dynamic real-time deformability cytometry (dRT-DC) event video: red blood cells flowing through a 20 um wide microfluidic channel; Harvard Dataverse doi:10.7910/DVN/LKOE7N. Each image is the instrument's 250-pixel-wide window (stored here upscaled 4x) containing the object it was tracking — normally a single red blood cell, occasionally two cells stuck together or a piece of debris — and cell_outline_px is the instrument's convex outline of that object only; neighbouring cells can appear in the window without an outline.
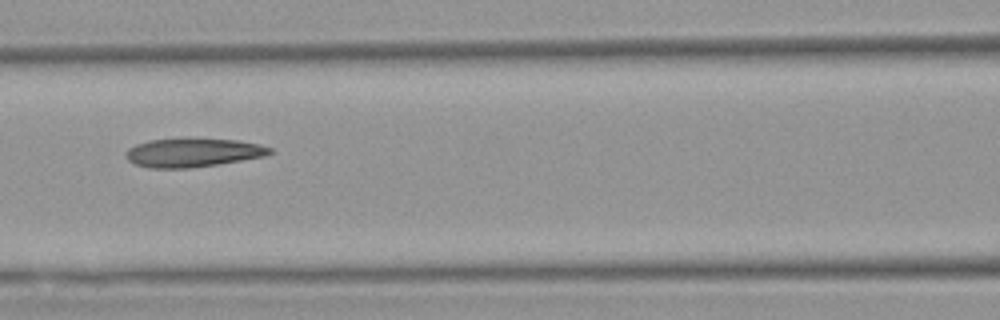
{"species": "Egyptian fruit bat (a non-hibernating species)", "species_latin": "Rousettus aegyptiacus", "temperature_condition": "warm", "stored_images_in_passage": 8, "camera_frame_rate_fps": 3000, "um_per_image_px": 0.085, "animal": {"sex": "female"}, "frame": {"image": 1, "passage_image": 6, "time_ms": 7.0, "image_size_px": [1000, 320], "cell_outline_px": [[272, 152], [264, 156], [216, 164], [188, 168], [148, 168], [132, 164], [124, 156], [124, 152], [128, 148], [136, 144], [148, 140], [236, 140], [256, 144], [272, 148]], "centroid_in_image_um": [16.29, 13.0], "position_along_channel_um": 150.3, "area_um2": 23.47}}
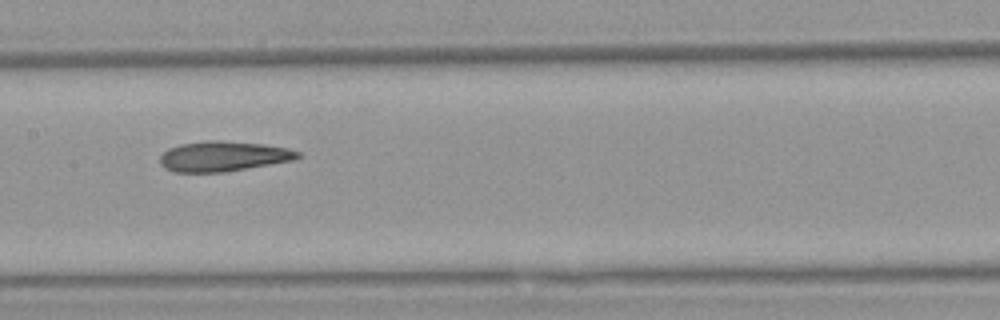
{"frame": {"image": 2, "passage_image": 7, "time_ms": 8.0, "image_size_px": [1000, 320], "cell_outline_px": [[300, 156], [292, 160], [224, 172], [172, 172], [164, 168], [160, 164], [160, 156], [168, 148], [180, 144], [204, 140], [220, 140], [260, 144], [288, 148], [300, 152]], "centroid_in_image_um": [18.91, 13.28], "position_along_channel_um": 188.5, "area_um2": 24.1}}
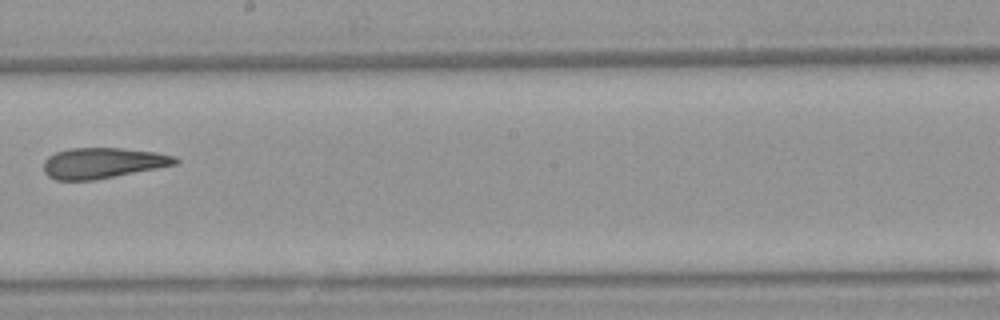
{"frame": {"image": 3, "passage_image": 8, "time_ms": 9.333, "image_size_px": [1000, 320], "cell_outline_px": [[180, 164], [116, 176], [92, 180], [56, 180], [48, 176], [44, 172], [44, 160], [48, 156], [56, 152], [72, 148], [124, 148], [156, 152], [176, 156], [180, 160]], "centroid_in_image_um": [8.78, 13.85], "position_along_channel_um": 239.4, "area_um2": 23.7}}